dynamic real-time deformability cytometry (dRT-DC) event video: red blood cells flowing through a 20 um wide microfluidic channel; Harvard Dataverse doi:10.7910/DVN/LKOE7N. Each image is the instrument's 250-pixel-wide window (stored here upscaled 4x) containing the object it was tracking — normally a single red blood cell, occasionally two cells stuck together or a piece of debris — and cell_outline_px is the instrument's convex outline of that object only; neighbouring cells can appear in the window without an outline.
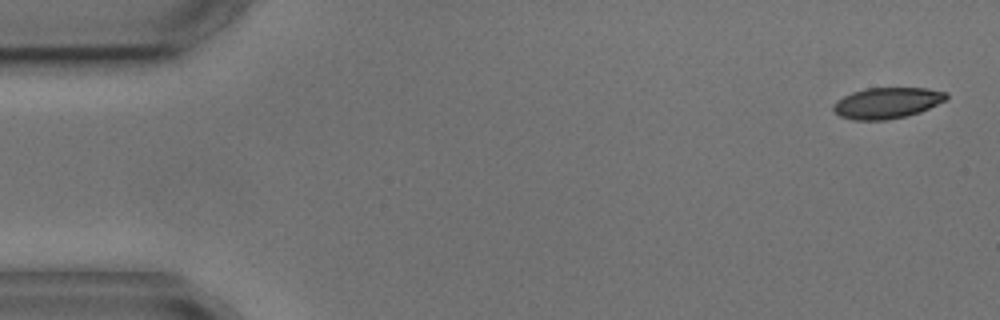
{"species": "common noctule bat (a hibernating species)", "species_latin": "Nyctalus noctula", "temperature_condition": "cold", "stored_images_in_passage": 5, "camera_frame_rate_fps": 3000, "um_per_image_px": 0.085, "animal": {"sex": "male", "body_mass_g": 17.9, "forearm_length_mm": 54.2}, "frame": {"image": 1, "passage_image": 1, "time_ms": 0.0, "image_size_px": [1000, 320], "cell_outline_px": [[948, 96], [944, 100], [920, 112], [888, 120], [852, 120], [840, 116], [832, 108], [836, 100], [852, 92], [864, 88], [928, 88], [948, 92]], "centroid_in_image_um": [75.38, 8.74], "position_along_channel_um": 9.6, "area_um2": 20.35}}
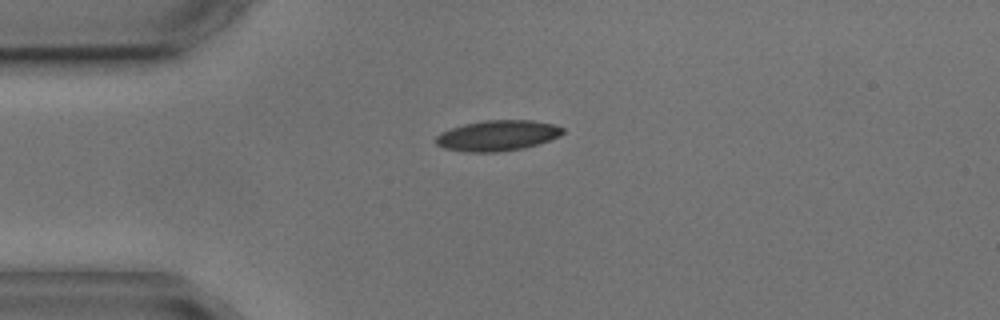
{"frame": {"image": 2, "passage_image": 4, "time_ms": 3.667, "image_size_px": [1000, 320], "cell_outline_px": [[564, 132], [560, 136], [536, 144], [520, 148], [496, 152], [468, 152], [444, 148], [436, 144], [436, 136], [440, 132], [464, 124], [484, 120], [532, 120], [552, 124], [564, 128]], "centroid_in_image_um": [42.26, 11.51], "position_along_channel_um": 42.7, "area_um2": 22.37}}